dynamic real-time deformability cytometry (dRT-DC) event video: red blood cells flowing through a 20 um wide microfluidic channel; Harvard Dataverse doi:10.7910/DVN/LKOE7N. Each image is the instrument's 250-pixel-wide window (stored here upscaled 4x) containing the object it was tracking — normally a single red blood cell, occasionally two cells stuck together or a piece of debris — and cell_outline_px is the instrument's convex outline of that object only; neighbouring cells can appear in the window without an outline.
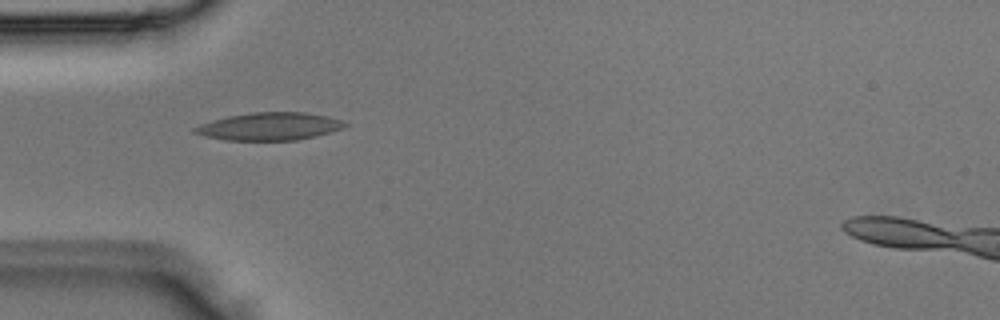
{"species": "Egyptian fruit bat (a non-hibernating species)", "species_latin": "Rousettus aegyptiacus", "temperature_condition": "room temperature", "stored_images_in_passage": 2, "camera_frame_rate_fps": 3000, "um_per_image_px": 0.085, "animal": {"sex": "male"}, "frame": {"image": 1, "passage_image": 2, "time_ms": 0.333, "image_size_px": [1000, 320], "cell_outline_px": [[348, 124], [344, 128], [316, 136], [296, 140], [224, 140], [204, 136], [192, 132], [192, 128], [200, 124], [212, 120], [228, 116], [252, 112], [304, 112], [328, 116], [340, 120]], "centroid_in_image_um": [22.88, 10.74], "position_along_channel_um": 62.1, "area_um2": 24.28}}